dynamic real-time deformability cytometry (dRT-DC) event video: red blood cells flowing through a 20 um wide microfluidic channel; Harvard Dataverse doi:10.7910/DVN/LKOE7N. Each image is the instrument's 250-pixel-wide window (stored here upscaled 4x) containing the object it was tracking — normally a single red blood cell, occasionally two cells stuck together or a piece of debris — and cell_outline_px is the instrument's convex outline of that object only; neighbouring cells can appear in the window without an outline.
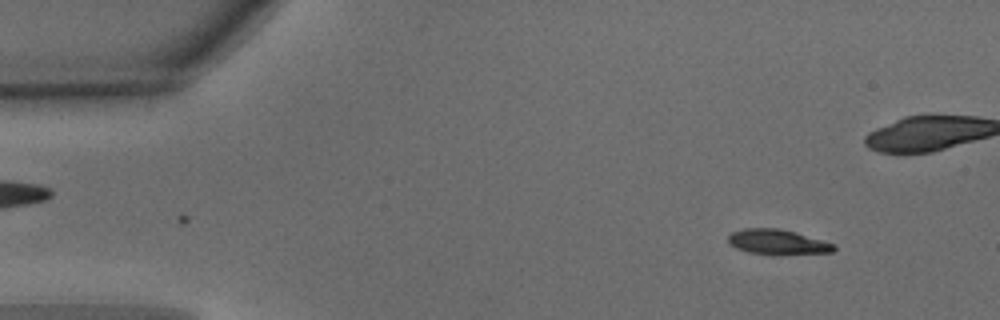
{"species": "common noctule bat (a hibernating species)", "species_latin": "Nyctalus noctula", "temperature_condition": "warm", "stored_images_in_passage": 13, "camera_frame_rate_fps": 3000, "um_per_image_px": 0.085, "animal": {"sex": "male", "body_mass_g": 15.6}, "frame": {"image": 1, "passage_image": 3, "time_ms": 0.667, "image_size_px": [1000, 320], "cell_outline_px": [[836, 248], [832, 252], [772, 256], [748, 252], [736, 248], [728, 244], [728, 236], [732, 232], [744, 228], [780, 228], [796, 232], [836, 244]], "centroid_in_image_um": [66.09, 20.59], "position_along_channel_um": 18.9, "area_um2": 15.9}}